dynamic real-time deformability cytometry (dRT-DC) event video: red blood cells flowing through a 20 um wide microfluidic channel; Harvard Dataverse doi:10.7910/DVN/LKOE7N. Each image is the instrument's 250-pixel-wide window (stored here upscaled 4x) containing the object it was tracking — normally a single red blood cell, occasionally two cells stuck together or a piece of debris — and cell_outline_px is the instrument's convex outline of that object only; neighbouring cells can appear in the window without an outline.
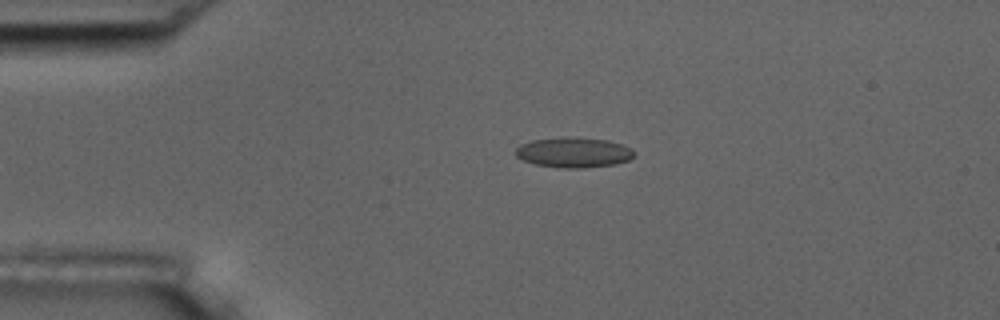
{"species": "common noctule bat (a hibernating species)", "species_latin": "Nyctalus noctula", "temperature_condition": "room temperature", "stored_images_in_passage": 3, "camera_frame_rate_fps": 3000, "um_per_image_px": 0.085, "animal": {"sex": "male", "body_mass_g": 17.5, "forearm_length_mm": 52.3}, "frame": {"image": 1, "passage_image": 2, "time_ms": 1.333, "image_size_px": [1000, 320], "cell_outline_px": [[636, 156], [628, 160], [616, 164], [584, 168], [564, 168], [536, 164], [524, 160], [516, 156], [516, 148], [520, 144], [532, 140], [560, 136], [564, 136], [608, 140], [624, 144], [632, 148], [636, 152]], "centroid_in_image_um": [48.81, 12.94], "position_along_channel_um": 36.2, "area_um2": 21.15}}